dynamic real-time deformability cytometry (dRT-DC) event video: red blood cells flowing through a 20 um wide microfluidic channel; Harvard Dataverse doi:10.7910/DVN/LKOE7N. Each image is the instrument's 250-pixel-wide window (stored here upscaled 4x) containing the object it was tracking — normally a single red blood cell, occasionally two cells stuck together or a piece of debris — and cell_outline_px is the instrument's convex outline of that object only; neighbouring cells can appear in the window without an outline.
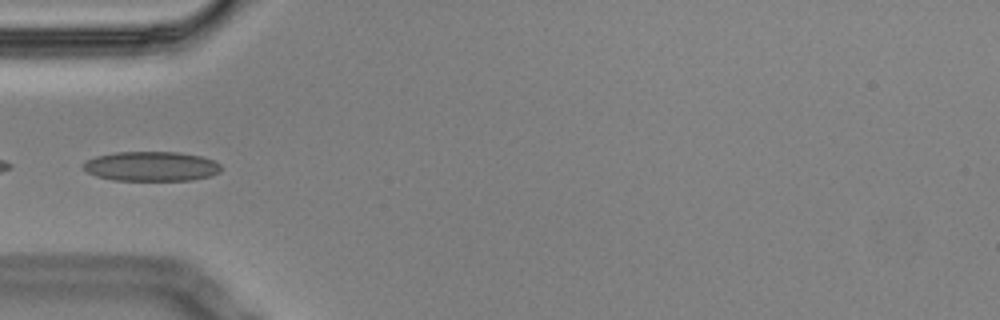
{"species": "Egyptian fruit bat (a non-hibernating species)", "species_latin": "Rousettus aegyptiacus", "temperature_condition": "cold", "stored_images_in_passage": 37, "camera_frame_rate_fps": 3000, "um_per_image_px": 0.085, "animal": {"sex": "male"}, "frame": {"image": 1, "passage_image": 1, "time_ms": 0.0, "image_size_px": [1000, 320], "cell_outline_px": [[220, 172], [208, 176], [192, 180], [112, 180], [96, 176], [88, 172], [84, 168], [84, 164], [88, 160], [96, 156], [116, 152], [176, 152], [200, 156], [216, 160], [220, 164]], "centroid_in_image_um": [12.88, 14.13], "position_along_channel_um": 72.1, "area_um2": 23.64}}
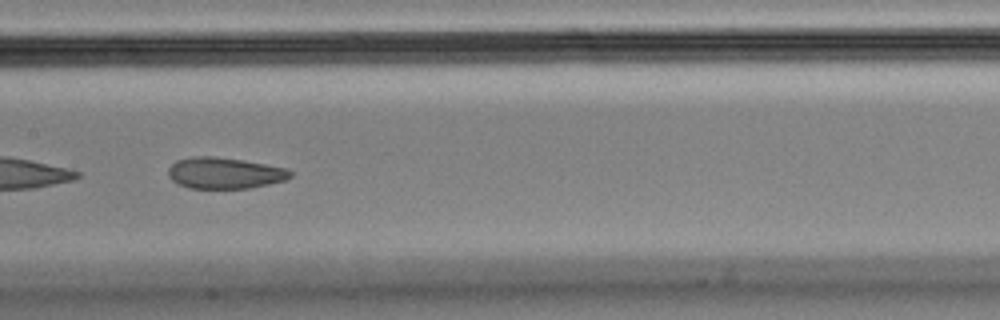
{"frame": {"image": 2, "passage_image": 11, "time_ms": 3.333, "image_size_px": [1000, 320], "cell_outline_px": [[292, 176], [284, 180], [268, 184], [248, 188], [188, 188], [172, 180], [168, 176], [168, 168], [176, 160], [192, 156], [216, 156], [288, 168], [292, 172]], "centroid_in_image_um": [19.07, 14.7], "position_along_channel_um": 188.3, "area_um2": 22.14}}